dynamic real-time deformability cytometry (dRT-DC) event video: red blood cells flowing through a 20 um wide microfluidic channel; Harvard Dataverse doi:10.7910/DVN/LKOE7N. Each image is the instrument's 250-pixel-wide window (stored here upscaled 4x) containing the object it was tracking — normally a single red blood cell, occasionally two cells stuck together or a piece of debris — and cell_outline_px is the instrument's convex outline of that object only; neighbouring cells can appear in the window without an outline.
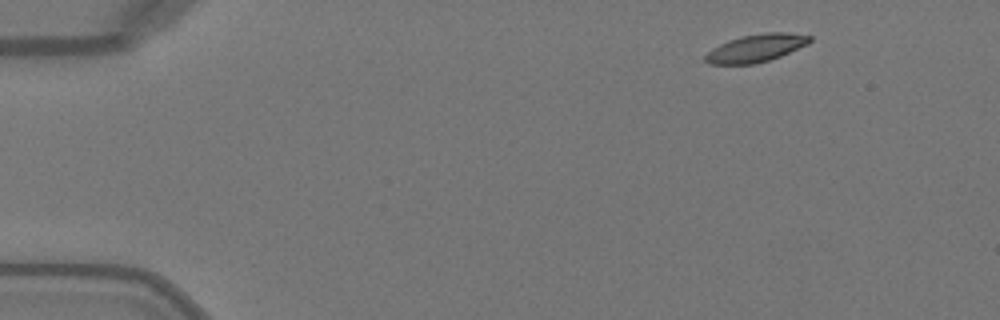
{"species": "Egyptian fruit bat (a non-hibernating species)", "species_latin": "Rousettus aegyptiacus", "temperature_condition": "warm", "stored_images_in_passage": 11, "camera_frame_rate_fps": 3000, "um_per_image_px": 0.085, "animal": {"sex": "female"}, "frame": {"image": 1, "passage_image": 1, "time_ms": 0.0, "image_size_px": [1000, 320], "cell_outline_px": [[808, 40], [776, 56], [764, 60], [740, 64], [724, 64], [720, 60], [736, 40], [752, 36], [808, 36]], "centroid_in_image_um": [64.6, 4.11], "position_along_channel_um": 20.4, "area_um2": 11.33}}
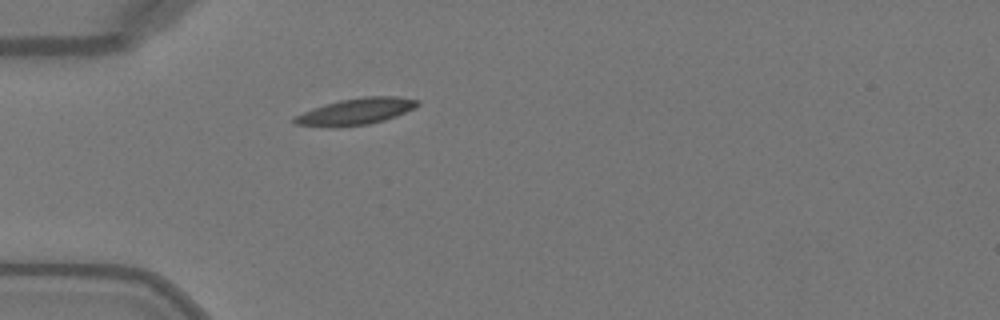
{"frame": {"image": 2, "passage_image": 10, "time_ms": 3.0, "image_size_px": [1000, 320], "cell_outline_px": [[412, 104], [408, 108], [388, 116], [372, 120], [348, 124], [320, 124], [300, 120], [340, 104], [356, 100], [404, 100]], "centroid_in_image_um": [30.46, 9.5], "position_along_channel_um": 54.5, "area_um2": 12.02}}